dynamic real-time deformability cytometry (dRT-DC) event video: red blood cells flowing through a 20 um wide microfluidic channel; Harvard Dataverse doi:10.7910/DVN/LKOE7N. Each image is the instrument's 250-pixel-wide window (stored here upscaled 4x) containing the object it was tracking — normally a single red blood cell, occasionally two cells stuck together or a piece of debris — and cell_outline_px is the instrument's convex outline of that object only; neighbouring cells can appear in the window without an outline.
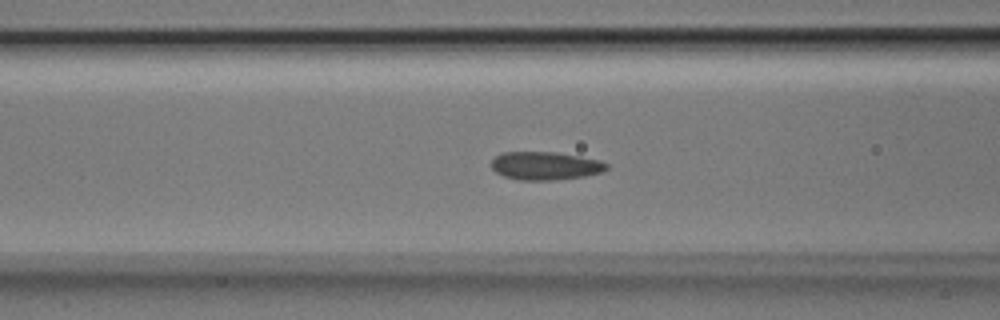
{"species": "Egyptian fruit bat (a non-hibernating species)", "species_latin": "Rousettus aegyptiacus", "temperature_condition": "room temperature", "stored_images_in_passage": 42, "segment_of_instrument_passage": [1, 2], "camera_frame_rate_fps": 3000, "um_per_image_px": 0.085, "animal": {"sex": "male"}, "frame": {"image": 1, "passage_image": 10, "time_ms": 3.0, "image_size_px": [1000, 320], "cell_outline_px": [[608, 168], [604, 172], [584, 176], [552, 180], [520, 180], [504, 176], [496, 172], [492, 168], [492, 160], [500, 152], [556, 152], [580, 156], [600, 160], [608, 164]], "centroid_in_image_um": [46.37, 14.09], "position_along_channel_um": 120.2, "area_um2": 18.96}}
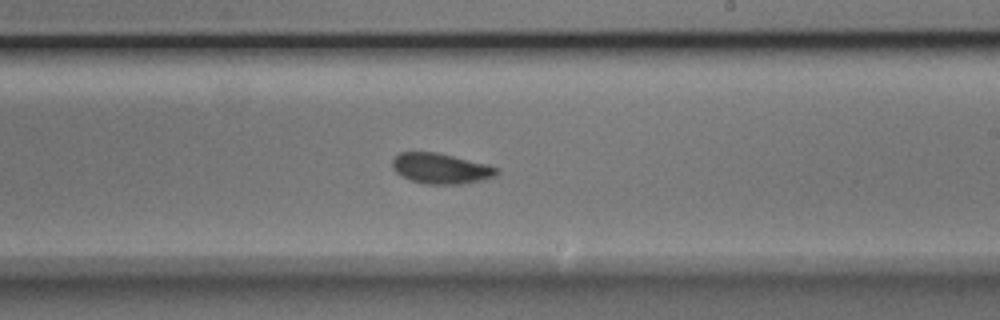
{"frame": {"image": 2, "passage_image": 20, "time_ms": 6.333, "image_size_px": [1000, 320], "cell_outline_px": [[500, 172], [496, 176], [480, 180], [460, 184], [424, 184], [412, 180], [396, 172], [392, 168], [392, 160], [400, 152], [436, 152], [500, 168]], "centroid_in_image_um": [37.47, 14.32], "position_along_channel_um": 251.5, "area_um2": 18.26}}
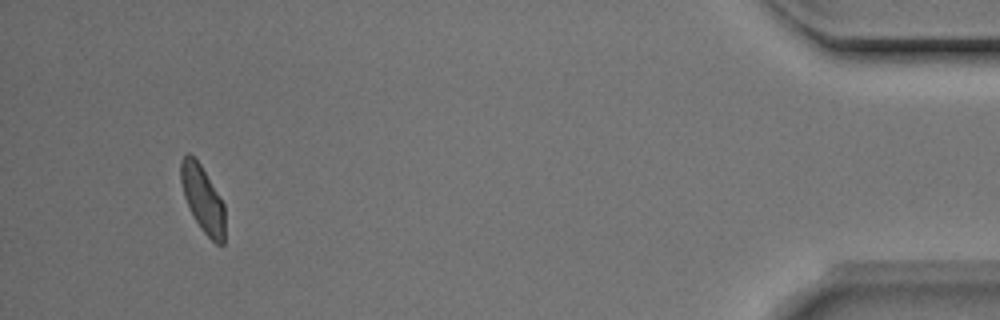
{"frame": {"image": 3, "passage_image": 38, "time_ms": 12.333, "image_size_px": [1000, 320], "cell_outline_px": [[224, 244], [216, 244], [204, 232], [196, 220], [184, 196], [180, 180], [180, 160], [188, 152], [200, 164], [224, 204]], "centroid_in_image_um": [17.22, 16.89], "position_along_channel_um": 418.0, "area_um2": 16.65}}